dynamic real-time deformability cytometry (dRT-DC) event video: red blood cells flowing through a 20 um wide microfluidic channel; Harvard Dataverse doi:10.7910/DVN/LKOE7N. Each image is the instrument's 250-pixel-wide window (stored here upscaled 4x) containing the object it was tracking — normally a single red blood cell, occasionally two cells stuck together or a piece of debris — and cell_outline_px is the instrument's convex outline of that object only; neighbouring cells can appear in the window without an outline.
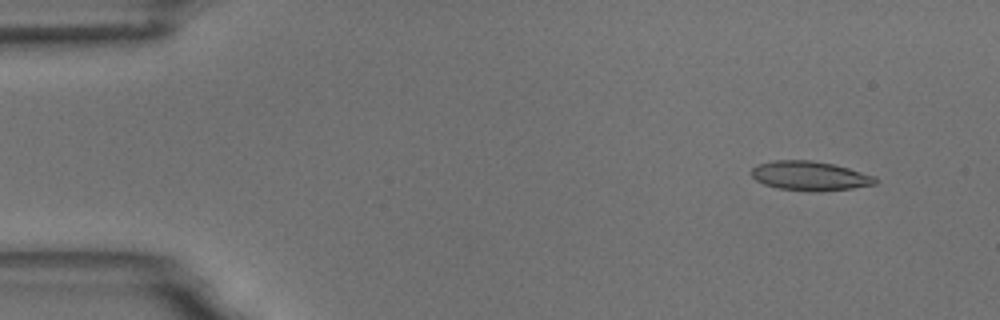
{"species": "common noctule bat (a hibernating species)", "species_latin": "Nyctalus noctula", "temperature_condition": "room temperature", "stored_images_in_passage": 6, "segment_of_instrument_passage": [2, 2], "camera_frame_rate_fps": 3000, "um_per_image_px": 0.085, "animal": {"sex": "male", "body_mass_g": 18.8}, "frame": {"image": 1, "passage_image": 6, "time_ms": 6.667, "image_size_px": [1000, 320], "cell_outline_px": [[880, 180], [876, 184], [852, 188], [812, 192], [780, 188], [764, 184], [756, 180], [752, 176], [752, 168], [756, 164], [776, 160], [812, 160], [832, 164], [848, 168], [876, 176]], "centroid_in_image_um": [68.86, 14.95], "position_along_channel_um": 16.1, "area_um2": 21.15}}